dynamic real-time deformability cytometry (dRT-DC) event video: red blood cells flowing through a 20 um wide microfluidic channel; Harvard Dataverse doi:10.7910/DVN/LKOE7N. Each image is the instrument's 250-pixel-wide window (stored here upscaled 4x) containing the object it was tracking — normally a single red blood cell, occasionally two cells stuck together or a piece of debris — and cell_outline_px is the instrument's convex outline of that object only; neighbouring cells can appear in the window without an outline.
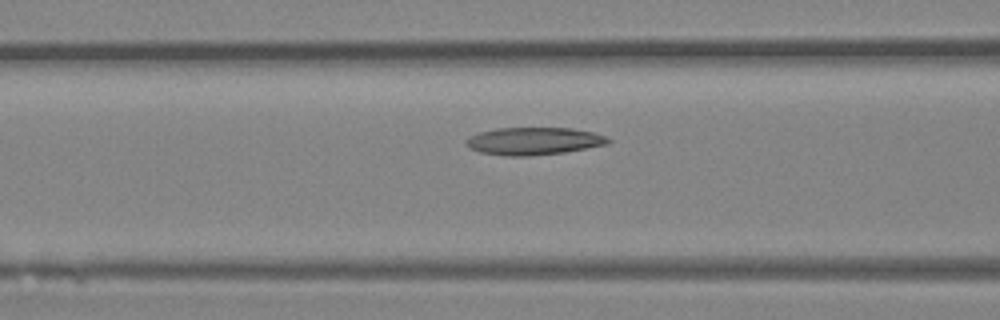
{"species": "Egyptian fruit bat (a non-hibernating species)", "species_latin": "Rousettus aegyptiacus", "temperature_condition": "room temperature", "stored_images_in_passage": 17, "camera_frame_rate_fps": 3000, "um_per_image_px": 0.085, "animal": {"sex": "female"}, "frame": {"image": 1, "passage_image": 15, "time_ms": 4.667, "image_size_px": [1000, 320], "cell_outline_px": [[612, 140], [608, 144], [564, 152], [528, 156], [504, 156], [480, 152], [468, 148], [464, 144], [464, 140], [468, 136], [480, 132], [496, 128], [572, 128], [592, 132], [604, 136]], "centroid_in_image_um": [45.3, 11.99], "position_along_channel_um": 121.3, "area_um2": 22.89}}